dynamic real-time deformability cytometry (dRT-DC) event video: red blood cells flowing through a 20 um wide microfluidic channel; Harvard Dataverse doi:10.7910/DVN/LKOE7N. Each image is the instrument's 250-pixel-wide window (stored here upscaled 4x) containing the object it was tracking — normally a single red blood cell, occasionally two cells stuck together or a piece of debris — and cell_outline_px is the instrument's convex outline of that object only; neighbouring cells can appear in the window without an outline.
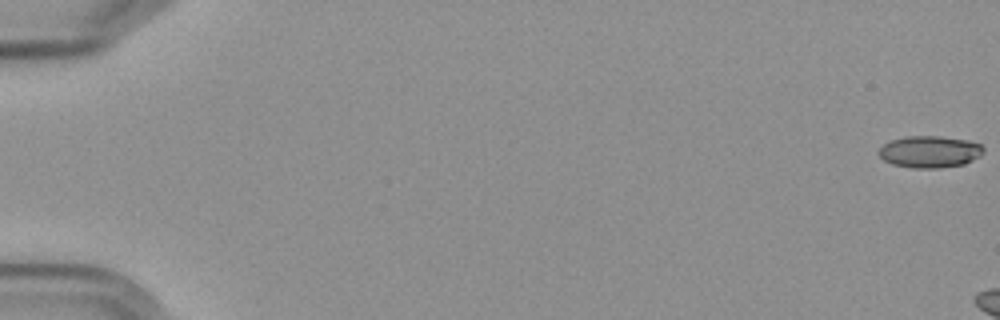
{"species": "Egyptian fruit bat (a non-hibernating species)", "species_latin": "Rousettus aegyptiacus", "temperature_condition": "cold", "stored_images_in_passage": 7, "camera_frame_rate_fps": 3000, "um_per_image_px": 0.085, "frame": {"image": 1, "passage_image": 1, "time_ms": 0.0, "image_size_px": [1000, 320], "cell_outline_px": [[984, 152], [980, 156], [964, 164], [940, 168], [912, 168], [892, 164], [884, 160], [880, 156], [880, 148], [884, 144], [892, 140], [908, 136], [940, 136], [968, 140], [980, 144], [984, 148]], "centroid_in_image_um": [79.06, 12.9], "position_along_channel_um": 5.9, "area_um2": 19.36}}